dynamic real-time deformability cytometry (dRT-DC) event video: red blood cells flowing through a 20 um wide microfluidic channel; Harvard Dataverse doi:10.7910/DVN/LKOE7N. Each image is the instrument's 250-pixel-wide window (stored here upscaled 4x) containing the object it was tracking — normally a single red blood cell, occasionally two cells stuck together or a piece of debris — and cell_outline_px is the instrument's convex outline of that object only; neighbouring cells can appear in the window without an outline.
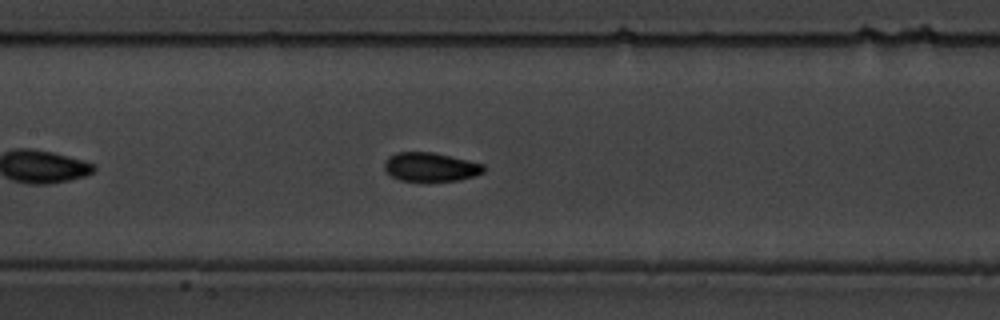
{"species": "common noctule bat (a hibernating species)", "species_latin": "Nyctalus noctula", "temperature_condition": "warm", "stored_images_in_passage": 45, "camera_frame_rate_fps": 3000, "um_per_image_px": 0.085, "animal": {"sex": "male", "body_mass_g": 19.5, "forearm_length_mm": 54.6}, "frame": {"image": 1, "passage_image": 14, "time_ms": 4.333, "image_size_px": [1000, 320], "cell_outline_px": [[484, 172], [460, 180], [400, 180], [392, 176], [384, 168], [384, 164], [388, 156], [396, 152], [432, 152], [468, 160], [484, 164]], "centroid_in_image_um": [36.59, 14.17], "position_along_channel_um": 170.8, "area_um2": 16.42}}
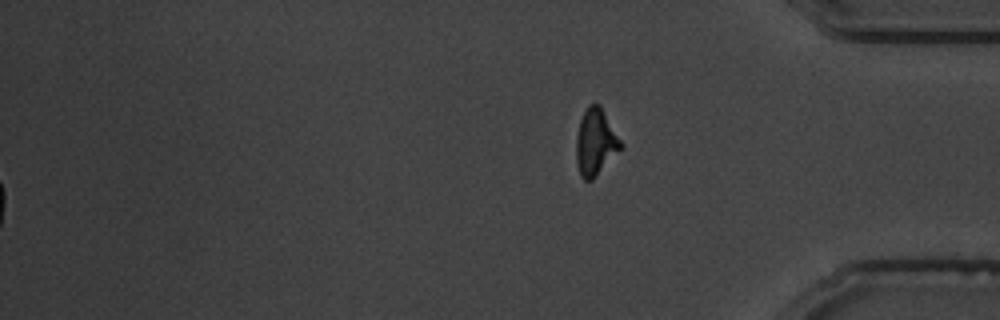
{"frame": {"image": 2, "passage_image": 45, "time_ms": 14.667, "image_size_px": [1000, 320], "cell_outline_px": [[624, 148], [592, 180], [584, 180], [580, 176], [576, 160], [576, 136], [580, 120], [588, 104], [600, 104], [624, 144]], "centroid_in_image_um": [50.65, 12.09], "position_along_channel_um": 384.5, "area_um2": 17.63}, "authors_computed_cell_mechanics": {"area_um2": 16.5886, "velocity_mm_per_s": 3.6241, "shape_relaxation_time_tau1_ms": 3.2343, "shape_relaxation_time_tau2_ms": 1.2894, "deformation_change_tau1": 0.1101, "deformation_change_tau2": 0.061}}